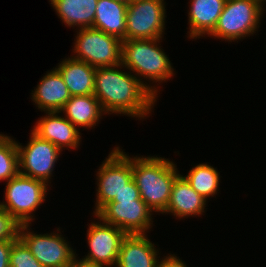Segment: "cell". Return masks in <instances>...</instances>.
I'll return each mask as SVG.
<instances>
[{
  "label": "cell",
  "mask_w": 266,
  "mask_h": 267,
  "mask_svg": "<svg viewBox=\"0 0 266 267\" xmlns=\"http://www.w3.org/2000/svg\"><path fill=\"white\" fill-rule=\"evenodd\" d=\"M31 94L33 104L41 112L60 111L71 98L61 74L54 67L41 77Z\"/></svg>",
  "instance_id": "cell-15"
},
{
  "label": "cell",
  "mask_w": 266,
  "mask_h": 267,
  "mask_svg": "<svg viewBox=\"0 0 266 267\" xmlns=\"http://www.w3.org/2000/svg\"><path fill=\"white\" fill-rule=\"evenodd\" d=\"M66 27L93 28L98 0H49Z\"/></svg>",
  "instance_id": "cell-20"
},
{
  "label": "cell",
  "mask_w": 266,
  "mask_h": 267,
  "mask_svg": "<svg viewBox=\"0 0 266 267\" xmlns=\"http://www.w3.org/2000/svg\"><path fill=\"white\" fill-rule=\"evenodd\" d=\"M119 200H142L134 179L109 203H119Z\"/></svg>",
  "instance_id": "cell-26"
},
{
  "label": "cell",
  "mask_w": 266,
  "mask_h": 267,
  "mask_svg": "<svg viewBox=\"0 0 266 267\" xmlns=\"http://www.w3.org/2000/svg\"><path fill=\"white\" fill-rule=\"evenodd\" d=\"M208 162L196 164L192 167L188 174L183 176L190 186L205 200L216 198L220 192V172L217 167L207 164Z\"/></svg>",
  "instance_id": "cell-22"
},
{
  "label": "cell",
  "mask_w": 266,
  "mask_h": 267,
  "mask_svg": "<svg viewBox=\"0 0 266 267\" xmlns=\"http://www.w3.org/2000/svg\"><path fill=\"white\" fill-rule=\"evenodd\" d=\"M30 226L32 224H21L18 237L37 261L44 267H70L78 255L66 237H63L60 227L53 233L38 234L31 231Z\"/></svg>",
  "instance_id": "cell-8"
},
{
  "label": "cell",
  "mask_w": 266,
  "mask_h": 267,
  "mask_svg": "<svg viewBox=\"0 0 266 267\" xmlns=\"http://www.w3.org/2000/svg\"><path fill=\"white\" fill-rule=\"evenodd\" d=\"M131 156L133 179L141 199L153 213L162 214L169 203L173 183L180 175L177 165L157 155Z\"/></svg>",
  "instance_id": "cell-3"
},
{
  "label": "cell",
  "mask_w": 266,
  "mask_h": 267,
  "mask_svg": "<svg viewBox=\"0 0 266 267\" xmlns=\"http://www.w3.org/2000/svg\"><path fill=\"white\" fill-rule=\"evenodd\" d=\"M127 5L116 0H98L93 28L125 40Z\"/></svg>",
  "instance_id": "cell-21"
},
{
  "label": "cell",
  "mask_w": 266,
  "mask_h": 267,
  "mask_svg": "<svg viewBox=\"0 0 266 267\" xmlns=\"http://www.w3.org/2000/svg\"><path fill=\"white\" fill-rule=\"evenodd\" d=\"M75 30L72 58L95 68L121 64L122 40L92 27Z\"/></svg>",
  "instance_id": "cell-6"
},
{
  "label": "cell",
  "mask_w": 266,
  "mask_h": 267,
  "mask_svg": "<svg viewBox=\"0 0 266 267\" xmlns=\"http://www.w3.org/2000/svg\"><path fill=\"white\" fill-rule=\"evenodd\" d=\"M264 4L262 0H226L216 27L206 37L238 42L253 36L261 27Z\"/></svg>",
  "instance_id": "cell-4"
},
{
  "label": "cell",
  "mask_w": 266,
  "mask_h": 267,
  "mask_svg": "<svg viewBox=\"0 0 266 267\" xmlns=\"http://www.w3.org/2000/svg\"><path fill=\"white\" fill-rule=\"evenodd\" d=\"M160 267H184V261L174 254H171Z\"/></svg>",
  "instance_id": "cell-28"
},
{
  "label": "cell",
  "mask_w": 266,
  "mask_h": 267,
  "mask_svg": "<svg viewBox=\"0 0 266 267\" xmlns=\"http://www.w3.org/2000/svg\"><path fill=\"white\" fill-rule=\"evenodd\" d=\"M14 240L0 241V267L9 266V255Z\"/></svg>",
  "instance_id": "cell-27"
},
{
  "label": "cell",
  "mask_w": 266,
  "mask_h": 267,
  "mask_svg": "<svg viewBox=\"0 0 266 267\" xmlns=\"http://www.w3.org/2000/svg\"><path fill=\"white\" fill-rule=\"evenodd\" d=\"M147 236L127 234L122 240L115 267H160L171 253L160 258V249Z\"/></svg>",
  "instance_id": "cell-14"
},
{
  "label": "cell",
  "mask_w": 266,
  "mask_h": 267,
  "mask_svg": "<svg viewBox=\"0 0 266 267\" xmlns=\"http://www.w3.org/2000/svg\"><path fill=\"white\" fill-rule=\"evenodd\" d=\"M226 0H189L187 37L196 40L208 36L216 27Z\"/></svg>",
  "instance_id": "cell-17"
},
{
  "label": "cell",
  "mask_w": 266,
  "mask_h": 267,
  "mask_svg": "<svg viewBox=\"0 0 266 267\" xmlns=\"http://www.w3.org/2000/svg\"><path fill=\"white\" fill-rule=\"evenodd\" d=\"M207 202L209 201L200 196L180 174L173 183L169 203L162 214H171L180 220L197 218L205 214Z\"/></svg>",
  "instance_id": "cell-16"
},
{
  "label": "cell",
  "mask_w": 266,
  "mask_h": 267,
  "mask_svg": "<svg viewBox=\"0 0 266 267\" xmlns=\"http://www.w3.org/2000/svg\"><path fill=\"white\" fill-rule=\"evenodd\" d=\"M44 113L45 115L36 121L32 131L41 139L56 145L61 151L78 149L82 142L80 130L64 115L61 116L59 111Z\"/></svg>",
  "instance_id": "cell-13"
},
{
  "label": "cell",
  "mask_w": 266,
  "mask_h": 267,
  "mask_svg": "<svg viewBox=\"0 0 266 267\" xmlns=\"http://www.w3.org/2000/svg\"><path fill=\"white\" fill-rule=\"evenodd\" d=\"M59 112H63L64 117L79 130L81 127L94 129L103 116H106L94 94L71 96Z\"/></svg>",
  "instance_id": "cell-19"
},
{
  "label": "cell",
  "mask_w": 266,
  "mask_h": 267,
  "mask_svg": "<svg viewBox=\"0 0 266 267\" xmlns=\"http://www.w3.org/2000/svg\"><path fill=\"white\" fill-rule=\"evenodd\" d=\"M88 225L86 232L88 254L81 259L104 267H115L122 240L127 235L123 230L105 223L99 216Z\"/></svg>",
  "instance_id": "cell-11"
},
{
  "label": "cell",
  "mask_w": 266,
  "mask_h": 267,
  "mask_svg": "<svg viewBox=\"0 0 266 267\" xmlns=\"http://www.w3.org/2000/svg\"><path fill=\"white\" fill-rule=\"evenodd\" d=\"M165 0H131L127 5L125 39L163 38L166 23Z\"/></svg>",
  "instance_id": "cell-9"
},
{
  "label": "cell",
  "mask_w": 266,
  "mask_h": 267,
  "mask_svg": "<svg viewBox=\"0 0 266 267\" xmlns=\"http://www.w3.org/2000/svg\"><path fill=\"white\" fill-rule=\"evenodd\" d=\"M94 96L106 115H125L139 121L152 115L157 103V97L122 64L96 68Z\"/></svg>",
  "instance_id": "cell-1"
},
{
  "label": "cell",
  "mask_w": 266,
  "mask_h": 267,
  "mask_svg": "<svg viewBox=\"0 0 266 267\" xmlns=\"http://www.w3.org/2000/svg\"><path fill=\"white\" fill-rule=\"evenodd\" d=\"M116 1H120V2H123V3H129L131 0H116Z\"/></svg>",
  "instance_id": "cell-30"
},
{
  "label": "cell",
  "mask_w": 266,
  "mask_h": 267,
  "mask_svg": "<svg viewBox=\"0 0 266 267\" xmlns=\"http://www.w3.org/2000/svg\"><path fill=\"white\" fill-rule=\"evenodd\" d=\"M10 267H44L32 255L30 249L18 237L12 243L9 255Z\"/></svg>",
  "instance_id": "cell-24"
},
{
  "label": "cell",
  "mask_w": 266,
  "mask_h": 267,
  "mask_svg": "<svg viewBox=\"0 0 266 267\" xmlns=\"http://www.w3.org/2000/svg\"><path fill=\"white\" fill-rule=\"evenodd\" d=\"M97 170L95 174L96 202L93 215L111 202L133 179L132 157L116 145Z\"/></svg>",
  "instance_id": "cell-7"
},
{
  "label": "cell",
  "mask_w": 266,
  "mask_h": 267,
  "mask_svg": "<svg viewBox=\"0 0 266 267\" xmlns=\"http://www.w3.org/2000/svg\"><path fill=\"white\" fill-rule=\"evenodd\" d=\"M5 183V201L0 202V207L20 225L31 224L35 220V211L46 201L51 188L48 189V185L42 180L20 173Z\"/></svg>",
  "instance_id": "cell-5"
},
{
  "label": "cell",
  "mask_w": 266,
  "mask_h": 267,
  "mask_svg": "<svg viewBox=\"0 0 266 267\" xmlns=\"http://www.w3.org/2000/svg\"><path fill=\"white\" fill-rule=\"evenodd\" d=\"M70 267H104V266L84 261L76 256Z\"/></svg>",
  "instance_id": "cell-29"
},
{
  "label": "cell",
  "mask_w": 266,
  "mask_h": 267,
  "mask_svg": "<svg viewBox=\"0 0 266 267\" xmlns=\"http://www.w3.org/2000/svg\"><path fill=\"white\" fill-rule=\"evenodd\" d=\"M19 228L20 224L0 207V241L17 239Z\"/></svg>",
  "instance_id": "cell-25"
},
{
  "label": "cell",
  "mask_w": 266,
  "mask_h": 267,
  "mask_svg": "<svg viewBox=\"0 0 266 267\" xmlns=\"http://www.w3.org/2000/svg\"><path fill=\"white\" fill-rule=\"evenodd\" d=\"M54 68L61 74L71 96L94 94L95 67L68 56Z\"/></svg>",
  "instance_id": "cell-18"
},
{
  "label": "cell",
  "mask_w": 266,
  "mask_h": 267,
  "mask_svg": "<svg viewBox=\"0 0 266 267\" xmlns=\"http://www.w3.org/2000/svg\"><path fill=\"white\" fill-rule=\"evenodd\" d=\"M162 40L163 38L122 41L121 64L132 72L157 99L161 89L160 83L170 81L175 74L169 55L160 46Z\"/></svg>",
  "instance_id": "cell-2"
},
{
  "label": "cell",
  "mask_w": 266,
  "mask_h": 267,
  "mask_svg": "<svg viewBox=\"0 0 266 267\" xmlns=\"http://www.w3.org/2000/svg\"><path fill=\"white\" fill-rule=\"evenodd\" d=\"M26 145L17 143L19 173L42 180L48 186L54 177V168L62 151L48 140L41 139L32 130ZM61 154V155H60Z\"/></svg>",
  "instance_id": "cell-10"
},
{
  "label": "cell",
  "mask_w": 266,
  "mask_h": 267,
  "mask_svg": "<svg viewBox=\"0 0 266 267\" xmlns=\"http://www.w3.org/2000/svg\"><path fill=\"white\" fill-rule=\"evenodd\" d=\"M154 214L143 200H119L106 204L96 215L126 234H147L154 225Z\"/></svg>",
  "instance_id": "cell-12"
},
{
  "label": "cell",
  "mask_w": 266,
  "mask_h": 267,
  "mask_svg": "<svg viewBox=\"0 0 266 267\" xmlns=\"http://www.w3.org/2000/svg\"><path fill=\"white\" fill-rule=\"evenodd\" d=\"M19 173L18 150L12 136L0 133V182H8Z\"/></svg>",
  "instance_id": "cell-23"
}]
</instances>
